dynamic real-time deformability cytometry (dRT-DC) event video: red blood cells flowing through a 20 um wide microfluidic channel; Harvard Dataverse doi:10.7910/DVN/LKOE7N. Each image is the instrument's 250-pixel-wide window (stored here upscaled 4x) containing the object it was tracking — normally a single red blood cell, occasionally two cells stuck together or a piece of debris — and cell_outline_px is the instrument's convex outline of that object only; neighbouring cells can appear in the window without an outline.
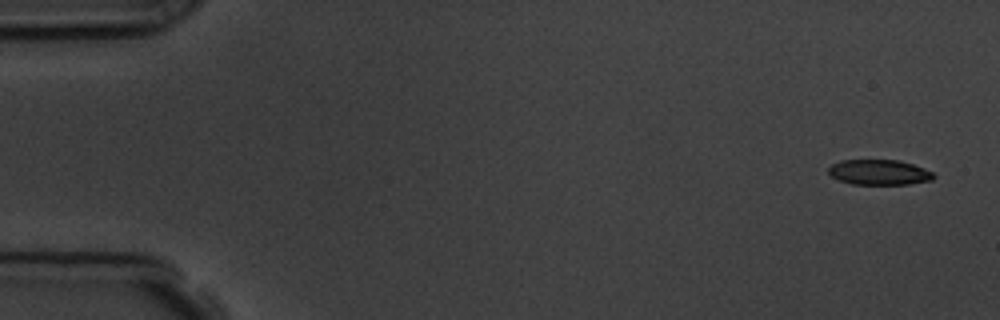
{"species": "common noctule bat (a hibernating species)", "species_latin": "Nyctalus noctula", "temperature_condition": "room temperature", "stored_images_in_passage": 5, "camera_frame_rate_fps": 3000, "um_per_image_px": 0.085, "animal": {"sex": "male", "body_mass_g": 19.5, "forearm_length_mm": 54.6}, "frame": {"image": 1, "passage_image": 1, "time_ms": 0.0, "image_size_px": [1000, 320], "cell_outline_px": [[936, 176], [932, 180], [908, 184], [852, 184], [840, 180], [832, 176], [828, 172], [828, 168], [832, 164], [840, 160], [900, 160], [924, 168], [932, 172]], "centroid_in_image_um": [74.73, 14.64], "position_along_channel_um": 10.3, "area_um2": 15.43}}
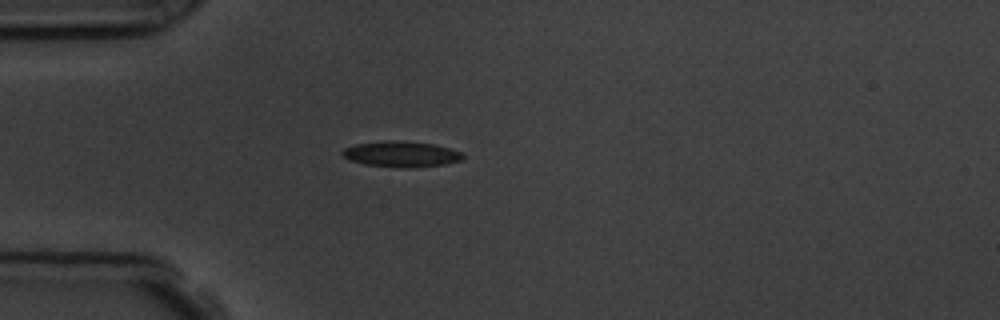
{"frame": {"image": 2, "passage_image": 5, "time_ms": 4.333, "image_size_px": [1000, 320], "cell_outline_px": [[464, 156], [460, 160], [444, 164], [412, 168], [396, 168], [364, 164], [348, 160], [340, 156], [340, 152], [344, 148], [356, 144], [388, 140], [392, 140], [432, 144], [448, 148], [460, 152]], "centroid_in_image_um": [34.01, 13.11], "position_along_channel_um": 51.0, "area_um2": 18.09}}